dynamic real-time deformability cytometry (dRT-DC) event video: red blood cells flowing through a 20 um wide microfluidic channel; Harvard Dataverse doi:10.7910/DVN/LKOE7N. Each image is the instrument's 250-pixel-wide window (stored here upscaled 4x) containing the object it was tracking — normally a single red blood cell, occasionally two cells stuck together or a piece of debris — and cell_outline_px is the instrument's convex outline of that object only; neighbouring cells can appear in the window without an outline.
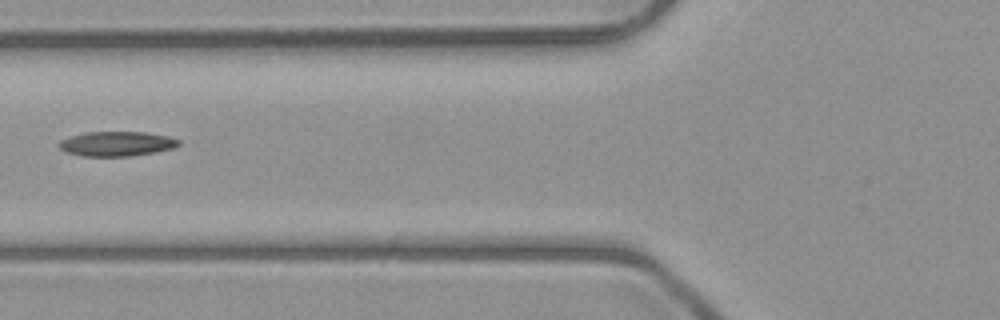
{"species": "common noctule bat (a hibernating species)", "species_latin": "Nyctalus noctula", "temperature_condition": "room temperature", "stored_images_in_passage": 6, "camera_frame_rate_fps": 3000, "um_per_image_px": 0.085, "animal": {"sex": "male", "body_mass_g": 23.1, "forearm_length_mm": 52.7}, "frame": {"image": 1, "passage_image": 6, "time_ms": 5.667, "image_size_px": [1000, 320], "cell_outline_px": [[180, 144], [172, 148], [156, 152], [128, 156], [84, 156], [68, 152], [60, 148], [56, 144], [60, 140], [72, 136], [88, 132], [144, 132], [168, 136], [180, 140]], "centroid_in_image_um": [9.92, 12.22], "position_along_channel_um": 115.9, "area_um2": 17.05}}